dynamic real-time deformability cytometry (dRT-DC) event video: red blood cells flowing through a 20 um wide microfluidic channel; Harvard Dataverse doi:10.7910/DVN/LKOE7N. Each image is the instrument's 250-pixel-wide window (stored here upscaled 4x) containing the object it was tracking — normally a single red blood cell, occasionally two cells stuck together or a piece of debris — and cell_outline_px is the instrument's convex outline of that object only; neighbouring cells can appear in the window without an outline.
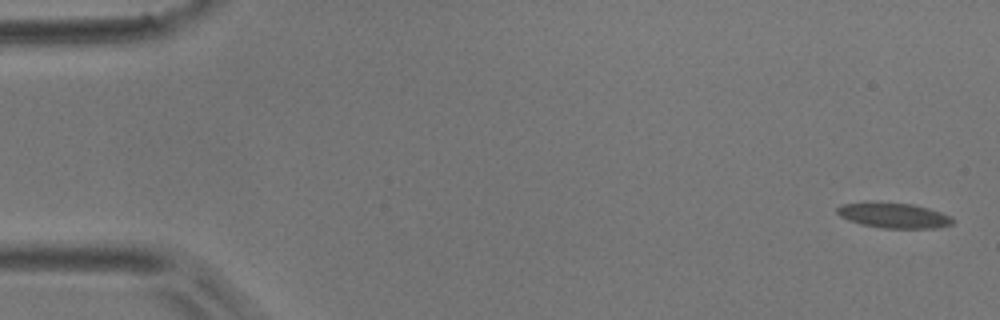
{"species": "common noctule bat (a hibernating species)", "species_latin": "Nyctalus noctula", "temperature_condition": "room temperature", "stored_images_in_passage": 7, "camera_frame_rate_fps": 3000, "um_per_image_px": 0.085, "animal": {"sex": "male", "body_mass_g": 17.9}, "frame": {"image": 1, "passage_image": 1, "time_ms": 0.0, "image_size_px": [1000, 320], "cell_outline_px": [[956, 220], [952, 224], [936, 228], [880, 228], [860, 224], [848, 220], [840, 216], [836, 212], [836, 208], [840, 204], [912, 204], [928, 208], [952, 216]], "centroid_in_image_um": [76.02, 18.35], "position_along_channel_um": 9.0, "area_um2": 16.53}}
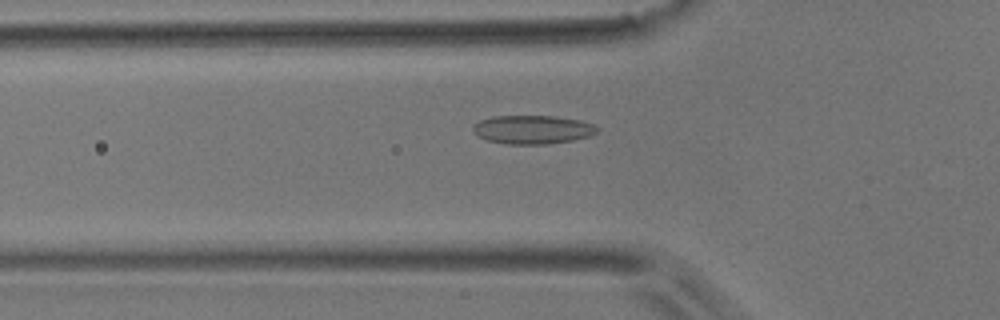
{"frame": {"image": 2, "passage_image": 7, "time_ms": 8.0, "image_size_px": [1000, 320], "cell_outline_px": [[600, 128], [596, 132], [588, 136], [572, 140], [548, 144], [508, 144], [488, 140], [472, 132], [472, 124], [480, 120], [496, 116], [552, 116], [580, 120], [596, 124]], "centroid_in_image_um": [45.27, 11.01], "position_along_channel_um": 80.5, "area_um2": 20.69}}